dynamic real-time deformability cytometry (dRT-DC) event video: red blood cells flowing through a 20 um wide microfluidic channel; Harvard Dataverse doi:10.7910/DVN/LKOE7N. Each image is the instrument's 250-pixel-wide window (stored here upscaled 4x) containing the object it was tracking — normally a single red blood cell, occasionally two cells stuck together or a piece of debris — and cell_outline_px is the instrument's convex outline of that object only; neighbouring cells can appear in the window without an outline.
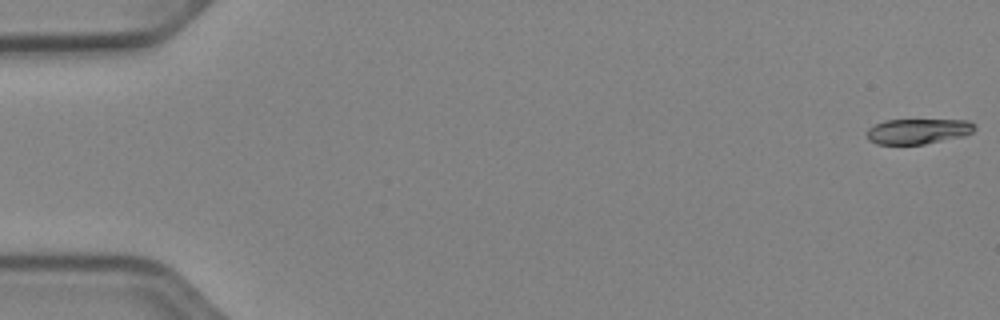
{"species": "Egyptian fruit bat (a non-hibernating species)", "species_latin": "Rousettus aegyptiacus", "temperature_condition": "cold", "stored_images_in_passage": 53, "camera_frame_rate_fps": 3000, "um_per_image_px": 0.085, "animal": {"sex": "female"}, "frame": {"image": 1, "passage_image": 1, "time_ms": 0.0, "image_size_px": [1000, 320], "cell_outline_px": [[976, 128], [972, 132], [964, 136], [924, 144], [876, 144], [868, 140], [868, 128], [884, 120], [968, 120], [976, 124]], "centroid_in_image_um": [78.06, 11.15], "position_along_channel_um": 6.9, "area_um2": 15.9}}
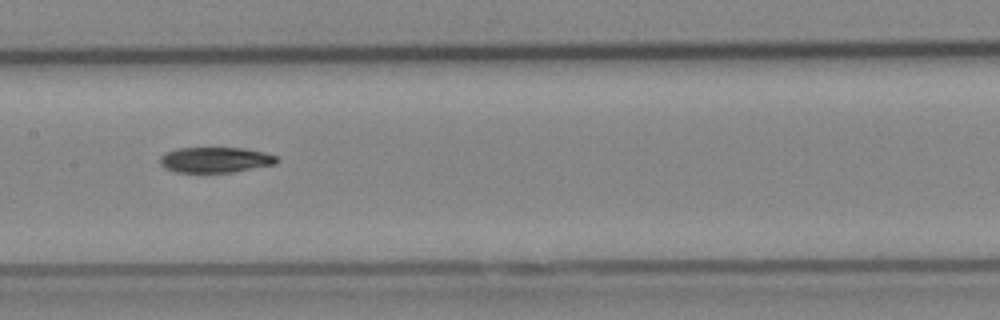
{"frame": {"image": 2, "passage_image": 27, "time_ms": 8.667, "image_size_px": [1000, 320], "cell_outline_px": [[280, 160], [276, 164], [232, 172], [176, 172], [164, 168], [160, 164], [160, 156], [164, 152], [176, 148], [244, 148], [264, 152], [276, 156]], "centroid_in_image_um": [18.29, 13.58], "position_along_channel_um": 189.1, "area_um2": 17.46}}
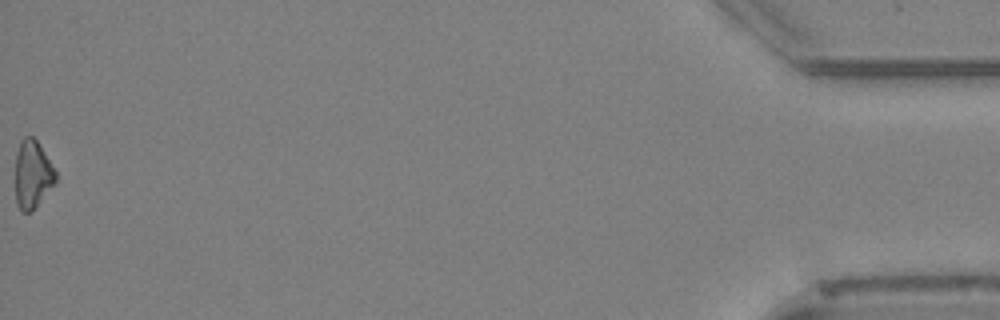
{"frame": {"image": 3, "passage_image": 53, "time_ms": 17.333, "image_size_px": [1000, 320], "cell_outline_px": [[56, 180], [40, 200], [28, 212], [20, 212], [16, 204], [16, 156], [20, 140], [24, 136], [32, 136], [36, 140], [56, 172]], "centroid_in_image_um": [2.73, 14.8], "position_along_channel_um": 432.5, "area_um2": 15.43}, "authors_computed_cell_mechanics": {"area_um2": 17.5134, "velocity_mm_per_s": 3.9458, "shape_relaxation_time_tau1_ms": 3.7606, "shape_relaxation_time_tau2_ms": null, "deformation_change_tau1": 0.1063, "deformation_change_tau2": null}}